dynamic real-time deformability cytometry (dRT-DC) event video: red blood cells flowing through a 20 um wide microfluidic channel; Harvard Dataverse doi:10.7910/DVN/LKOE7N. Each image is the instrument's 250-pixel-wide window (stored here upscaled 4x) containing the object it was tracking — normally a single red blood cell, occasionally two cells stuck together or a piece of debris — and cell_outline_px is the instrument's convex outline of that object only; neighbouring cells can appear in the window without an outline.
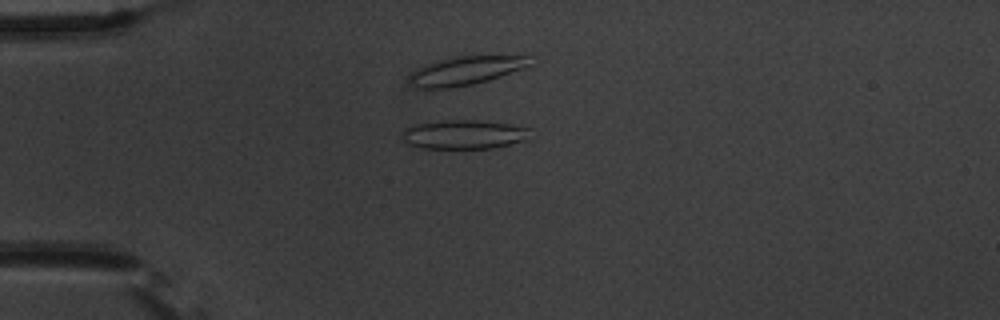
{"species": "common noctule bat (a hibernating species)", "species_latin": "Nyctalus noctula", "temperature_condition": "warm", "stored_images_in_passage": 42, "camera_frame_rate_fps": 3000, "um_per_image_px": 0.085, "animal": {"sex": "male", "body_mass_g": 20.1, "forearm_length_mm": 53.5}, "frame": {"image": 1, "passage_image": 2, "time_ms": 0.333, "image_size_px": [1000, 320], "cell_outline_px": [[532, 128], [528, 140], [492, 148], [420, 148], [408, 144], [400, 136], [404, 128], [412, 124], [440, 120], [476, 120], [508, 124]], "centroid_in_image_um": [39.41, 11.42], "position_along_channel_um": 45.6, "area_um2": 22.02}}